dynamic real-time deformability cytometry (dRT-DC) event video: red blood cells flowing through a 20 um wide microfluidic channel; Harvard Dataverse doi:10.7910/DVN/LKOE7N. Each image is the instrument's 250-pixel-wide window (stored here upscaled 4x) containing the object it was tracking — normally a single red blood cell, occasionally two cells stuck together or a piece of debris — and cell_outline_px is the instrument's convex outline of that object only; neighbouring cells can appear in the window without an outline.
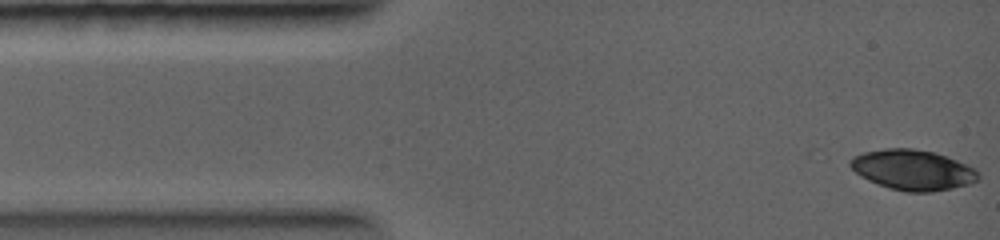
{"species": "common noctule bat (a hibernating species)", "species_latin": "Nyctalus noctula", "temperature_condition": "warm", "stored_images_in_passage": 19, "camera_frame_rate_fps": 5000, "um_per_image_px": 0.085, "animal": {"sex": "female", "body_mass_g": 19.0, "forearm_length_mm": 56.7}, "frame": {"image": 1, "passage_image": 1, "time_ms": 0.0, "image_size_px": [1000, 240], "cell_outline_px": [[980, 180], [968, 184], [952, 188], [932, 192], [904, 192], [888, 188], [868, 180], [860, 176], [848, 164], [848, 160], [852, 156], [864, 152], [888, 148], [912, 148], [936, 152], [948, 156], [976, 168], [980, 176]], "centroid_in_image_um": [77.6, 14.44], "position_along_channel_um": 7.4, "area_um2": 30.46}}
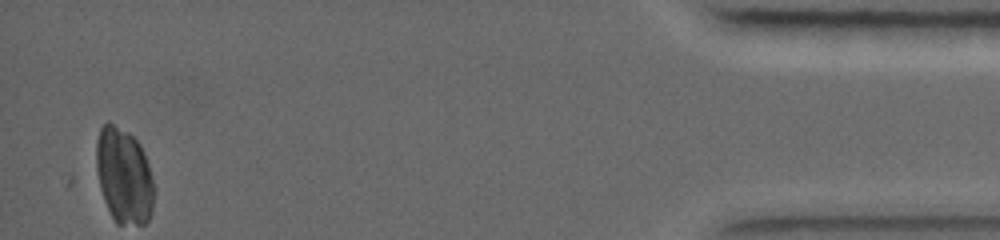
{"frame": {"image": 2, "passage_image": 19, "time_ms": 11.4, "image_size_px": [1000, 240], "cell_outline_px": [[152, 212], [148, 220], [144, 224], [116, 224], [104, 200], [100, 188], [96, 168], [96, 140], [100, 128], [108, 120], [128, 132], [140, 144], [144, 152], [152, 176]], "centroid_in_image_um": [10.51, 14.92], "position_along_channel_um": 424.7, "area_um2": 32.14}}